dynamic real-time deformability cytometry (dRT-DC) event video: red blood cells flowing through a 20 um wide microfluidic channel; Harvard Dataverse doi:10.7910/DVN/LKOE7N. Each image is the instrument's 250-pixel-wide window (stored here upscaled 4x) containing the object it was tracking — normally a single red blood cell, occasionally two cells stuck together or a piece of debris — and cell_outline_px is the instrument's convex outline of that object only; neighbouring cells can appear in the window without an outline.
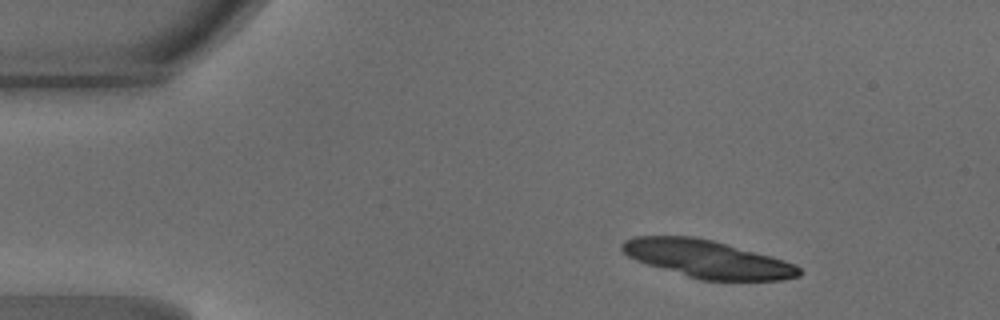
{"species": "common noctule bat (a hibernating species)", "species_latin": "Nyctalus noctula", "temperature_condition": "warm", "stored_images_in_passage": 10, "camera_frame_rate_fps": 3000, "um_per_image_px": 0.085, "animal": {"sex": "male", "body_mass_g": 18.8}, "frame": {"image": 1, "passage_image": 2, "time_ms": 0.333, "image_size_px": [1000, 320], "cell_outline_px": [[800, 276], [784, 280], [700, 280], [648, 264], [636, 260], [628, 256], [620, 248], [620, 244], [624, 240], [632, 236], [692, 236], [712, 240], [784, 260], [796, 264], [800, 268]], "centroid_in_image_um": [60.11, 22.01], "position_along_channel_um": 24.9, "area_um2": 38.55}}